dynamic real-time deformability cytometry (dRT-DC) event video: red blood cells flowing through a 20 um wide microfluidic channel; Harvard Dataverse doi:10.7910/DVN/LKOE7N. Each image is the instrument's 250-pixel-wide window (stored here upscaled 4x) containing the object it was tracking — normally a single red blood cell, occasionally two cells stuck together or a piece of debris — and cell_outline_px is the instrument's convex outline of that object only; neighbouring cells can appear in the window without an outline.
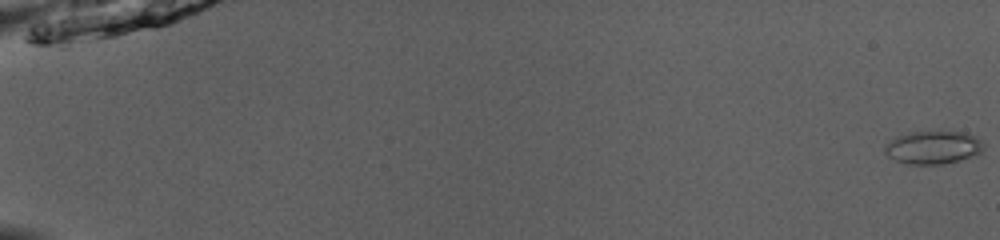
{"species": "common noctule bat (a hibernating species)", "species_latin": "Nyctalus noctula", "temperature_condition": "room temperature", "stored_images_in_passage": 20, "camera_frame_rate_fps": 3000, "um_per_image_px": 0.085, "animal": {"sex": "male", "body_mass_g": 13.0, "forearm_length_mm": 53.1}, "frame": {"image": 1, "passage_image": 1, "time_ms": 0.0, "image_size_px": [1000, 240], "cell_outline_px": [[984, 148], [980, 152], [960, 160], [944, 164], [908, 164], [896, 160], [888, 156], [884, 152], [884, 148], [888, 140], [912, 132], [964, 132], [976, 136], [980, 140]], "centroid_in_image_um": [79.29, 12.54], "position_along_channel_um": 5.7, "area_um2": 18.79}}